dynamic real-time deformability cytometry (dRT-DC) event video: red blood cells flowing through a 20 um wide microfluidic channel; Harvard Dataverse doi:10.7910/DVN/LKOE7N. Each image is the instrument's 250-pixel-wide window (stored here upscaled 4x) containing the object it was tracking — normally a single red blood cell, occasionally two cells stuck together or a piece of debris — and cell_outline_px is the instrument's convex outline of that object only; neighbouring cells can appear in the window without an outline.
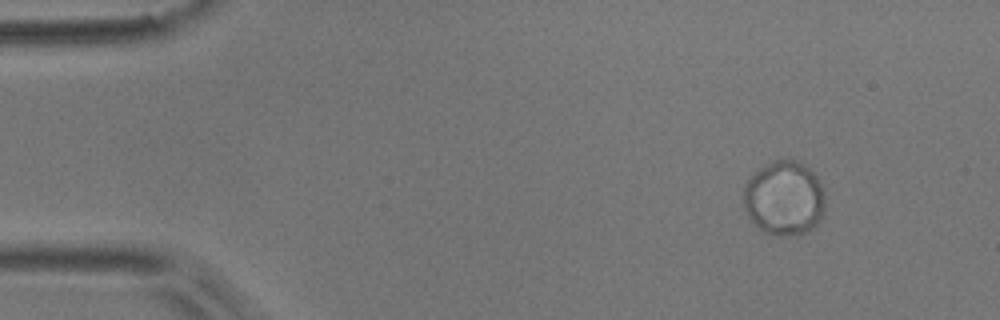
{"species": "common noctule bat (a hibernating species)", "species_latin": "Nyctalus noctula", "temperature_condition": "room temperature", "stored_images_in_passage": 9, "camera_frame_rate_fps": 3000, "um_per_image_px": 0.085, "animal": {"sex": "male", "body_mass_g": 17.9}, "frame": {"image": 1, "passage_image": 2, "time_ms": 0.333, "image_size_px": [1000, 320], "cell_outline_px": [[824, 212], [820, 220], [812, 228], [796, 236], [776, 236], [764, 232], [748, 216], [744, 208], [744, 188], [748, 180], [760, 168], [776, 160], [796, 160], [808, 168], [816, 176], [824, 192]], "centroid_in_image_um": [66.67, 16.88], "position_along_channel_um": 18.3, "area_um2": 35.14}}
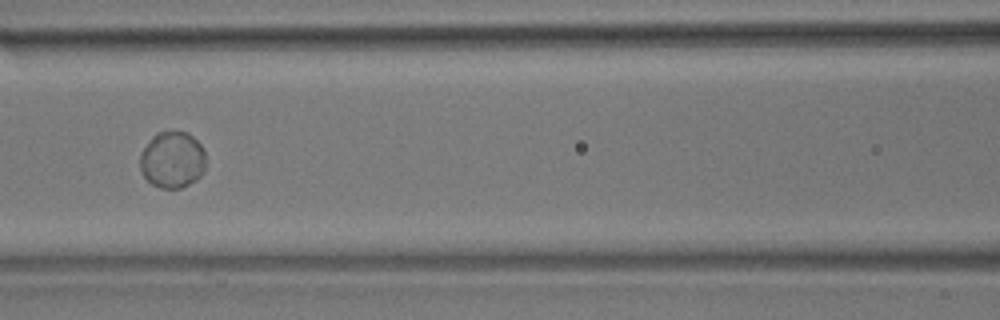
{"frame": {"image": 2, "passage_image": 7, "time_ms": 2.0, "image_size_px": [1000, 320], "cell_outline_px": [[204, 172], [196, 180], [180, 188], [160, 188], [152, 184], [144, 176], [140, 168], [140, 152], [152, 136], [156, 132], [188, 132], [200, 144], [204, 152]], "centroid_in_image_um": [14.63, 13.58], "position_along_channel_um": 152.0, "area_um2": 21.62}}
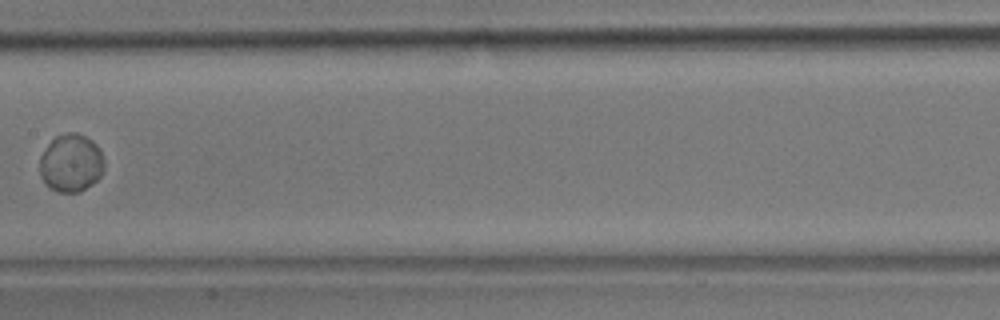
{"frame": {"image": 3, "passage_image": 8, "time_ms": 2.333, "image_size_px": [1000, 320], "cell_outline_px": [[104, 168], [100, 176], [92, 184], [80, 192], [60, 192], [48, 188], [44, 184], [40, 176], [40, 156], [48, 144], [56, 136], [68, 132], [76, 132], [92, 140], [96, 144], [104, 160]], "centroid_in_image_um": [6.02, 13.87], "position_along_channel_um": 201.4, "area_um2": 21.85}}